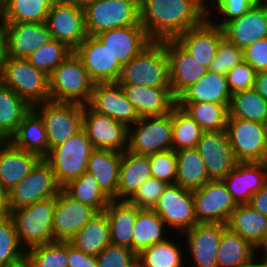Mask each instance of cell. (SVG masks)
I'll return each instance as SVG.
<instances>
[{
    "mask_svg": "<svg viewBox=\"0 0 267 267\" xmlns=\"http://www.w3.org/2000/svg\"><path fill=\"white\" fill-rule=\"evenodd\" d=\"M140 24L153 41L174 39L207 17V0H139Z\"/></svg>",
    "mask_w": 267,
    "mask_h": 267,
    "instance_id": "cell-1",
    "label": "cell"
},
{
    "mask_svg": "<svg viewBox=\"0 0 267 267\" xmlns=\"http://www.w3.org/2000/svg\"><path fill=\"white\" fill-rule=\"evenodd\" d=\"M120 85L170 88L165 40L152 41L129 63L122 66Z\"/></svg>",
    "mask_w": 267,
    "mask_h": 267,
    "instance_id": "cell-2",
    "label": "cell"
},
{
    "mask_svg": "<svg viewBox=\"0 0 267 267\" xmlns=\"http://www.w3.org/2000/svg\"><path fill=\"white\" fill-rule=\"evenodd\" d=\"M95 82L73 51L49 76L50 100L87 105Z\"/></svg>",
    "mask_w": 267,
    "mask_h": 267,
    "instance_id": "cell-3",
    "label": "cell"
},
{
    "mask_svg": "<svg viewBox=\"0 0 267 267\" xmlns=\"http://www.w3.org/2000/svg\"><path fill=\"white\" fill-rule=\"evenodd\" d=\"M56 197L10 211L21 246L28 249L53 242L52 223Z\"/></svg>",
    "mask_w": 267,
    "mask_h": 267,
    "instance_id": "cell-4",
    "label": "cell"
},
{
    "mask_svg": "<svg viewBox=\"0 0 267 267\" xmlns=\"http://www.w3.org/2000/svg\"><path fill=\"white\" fill-rule=\"evenodd\" d=\"M87 34L140 24L139 0H84Z\"/></svg>",
    "mask_w": 267,
    "mask_h": 267,
    "instance_id": "cell-5",
    "label": "cell"
},
{
    "mask_svg": "<svg viewBox=\"0 0 267 267\" xmlns=\"http://www.w3.org/2000/svg\"><path fill=\"white\" fill-rule=\"evenodd\" d=\"M0 81L31 107L50 101L49 76L27 59L8 57L0 70Z\"/></svg>",
    "mask_w": 267,
    "mask_h": 267,
    "instance_id": "cell-6",
    "label": "cell"
},
{
    "mask_svg": "<svg viewBox=\"0 0 267 267\" xmlns=\"http://www.w3.org/2000/svg\"><path fill=\"white\" fill-rule=\"evenodd\" d=\"M93 150L94 147L82 128L64 143L52 148L44 159L51 166L58 184L63 187L86 171Z\"/></svg>",
    "mask_w": 267,
    "mask_h": 267,
    "instance_id": "cell-7",
    "label": "cell"
},
{
    "mask_svg": "<svg viewBox=\"0 0 267 267\" xmlns=\"http://www.w3.org/2000/svg\"><path fill=\"white\" fill-rule=\"evenodd\" d=\"M42 117L49 151L64 143L83 128V105L46 101L33 107Z\"/></svg>",
    "mask_w": 267,
    "mask_h": 267,
    "instance_id": "cell-8",
    "label": "cell"
},
{
    "mask_svg": "<svg viewBox=\"0 0 267 267\" xmlns=\"http://www.w3.org/2000/svg\"><path fill=\"white\" fill-rule=\"evenodd\" d=\"M45 23L52 38L65 43L73 51L88 36L84 8L80 1L55 0Z\"/></svg>",
    "mask_w": 267,
    "mask_h": 267,
    "instance_id": "cell-9",
    "label": "cell"
},
{
    "mask_svg": "<svg viewBox=\"0 0 267 267\" xmlns=\"http://www.w3.org/2000/svg\"><path fill=\"white\" fill-rule=\"evenodd\" d=\"M62 187L49 163L42 158L32 171L7 192L9 211L56 197Z\"/></svg>",
    "mask_w": 267,
    "mask_h": 267,
    "instance_id": "cell-10",
    "label": "cell"
},
{
    "mask_svg": "<svg viewBox=\"0 0 267 267\" xmlns=\"http://www.w3.org/2000/svg\"><path fill=\"white\" fill-rule=\"evenodd\" d=\"M169 149H172V111L163 116L142 117L128 128V151L150 155Z\"/></svg>",
    "mask_w": 267,
    "mask_h": 267,
    "instance_id": "cell-11",
    "label": "cell"
},
{
    "mask_svg": "<svg viewBox=\"0 0 267 267\" xmlns=\"http://www.w3.org/2000/svg\"><path fill=\"white\" fill-rule=\"evenodd\" d=\"M225 131L238 162H267L266 124L228 118Z\"/></svg>",
    "mask_w": 267,
    "mask_h": 267,
    "instance_id": "cell-12",
    "label": "cell"
},
{
    "mask_svg": "<svg viewBox=\"0 0 267 267\" xmlns=\"http://www.w3.org/2000/svg\"><path fill=\"white\" fill-rule=\"evenodd\" d=\"M153 210L179 235L198 224L192 190L178 184H167Z\"/></svg>",
    "mask_w": 267,
    "mask_h": 267,
    "instance_id": "cell-13",
    "label": "cell"
},
{
    "mask_svg": "<svg viewBox=\"0 0 267 267\" xmlns=\"http://www.w3.org/2000/svg\"><path fill=\"white\" fill-rule=\"evenodd\" d=\"M192 196L198 223L227 224L238 205L222 180L208 181L192 190Z\"/></svg>",
    "mask_w": 267,
    "mask_h": 267,
    "instance_id": "cell-14",
    "label": "cell"
},
{
    "mask_svg": "<svg viewBox=\"0 0 267 267\" xmlns=\"http://www.w3.org/2000/svg\"><path fill=\"white\" fill-rule=\"evenodd\" d=\"M83 129L94 149L123 152L128 148V128L88 104L83 105Z\"/></svg>",
    "mask_w": 267,
    "mask_h": 267,
    "instance_id": "cell-15",
    "label": "cell"
},
{
    "mask_svg": "<svg viewBox=\"0 0 267 267\" xmlns=\"http://www.w3.org/2000/svg\"><path fill=\"white\" fill-rule=\"evenodd\" d=\"M98 213L93 207L70 197L63 189L56 196L53 241L71 240Z\"/></svg>",
    "mask_w": 267,
    "mask_h": 267,
    "instance_id": "cell-16",
    "label": "cell"
},
{
    "mask_svg": "<svg viewBox=\"0 0 267 267\" xmlns=\"http://www.w3.org/2000/svg\"><path fill=\"white\" fill-rule=\"evenodd\" d=\"M88 105L96 112L107 115L127 128L140 119L118 82L95 83Z\"/></svg>",
    "mask_w": 267,
    "mask_h": 267,
    "instance_id": "cell-17",
    "label": "cell"
},
{
    "mask_svg": "<svg viewBox=\"0 0 267 267\" xmlns=\"http://www.w3.org/2000/svg\"><path fill=\"white\" fill-rule=\"evenodd\" d=\"M196 149L211 180H222L238 163L225 130L203 132Z\"/></svg>",
    "mask_w": 267,
    "mask_h": 267,
    "instance_id": "cell-18",
    "label": "cell"
},
{
    "mask_svg": "<svg viewBox=\"0 0 267 267\" xmlns=\"http://www.w3.org/2000/svg\"><path fill=\"white\" fill-rule=\"evenodd\" d=\"M224 37L223 30L206 17L199 25L177 35L174 40L193 59L209 68L213 62L221 39Z\"/></svg>",
    "mask_w": 267,
    "mask_h": 267,
    "instance_id": "cell-19",
    "label": "cell"
},
{
    "mask_svg": "<svg viewBox=\"0 0 267 267\" xmlns=\"http://www.w3.org/2000/svg\"><path fill=\"white\" fill-rule=\"evenodd\" d=\"M74 52L95 83L118 81L122 65L95 36L88 35Z\"/></svg>",
    "mask_w": 267,
    "mask_h": 267,
    "instance_id": "cell-20",
    "label": "cell"
},
{
    "mask_svg": "<svg viewBox=\"0 0 267 267\" xmlns=\"http://www.w3.org/2000/svg\"><path fill=\"white\" fill-rule=\"evenodd\" d=\"M169 64L170 89L177 99L188 87L200 80L208 71L193 59L174 39H165Z\"/></svg>",
    "mask_w": 267,
    "mask_h": 267,
    "instance_id": "cell-21",
    "label": "cell"
},
{
    "mask_svg": "<svg viewBox=\"0 0 267 267\" xmlns=\"http://www.w3.org/2000/svg\"><path fill=\"white\" fill-rule=\"evenodd\" d=\"M226 224L198 223L180 234L187 239L188 254L195 264L193 267H218L217 252Z\"/></svg>",
    "mask_w": 267,
    "mask_h": 267,
    "instance_id": "cell-22",
    "label": "cell"
},
{
    "mask_svg": "<svg viewBox=\"0 0 267 267\" xmlns=\"http://www.w3.org/2000/svg\"><path fill=\"white\" fill-rule=\"evenodd\" d=\"M221 28L224 37L242 49L267 38V1H259L243 16L230 20Z\"/></svg>",
    "mask_w": 267,
    "mask_h": 267,
    "instance_id": "cell-23",
    "label": "cell"
},
{
    "mask_svg": "<svg viewBox=\"0 0 267 267\" xmlns=\"http://www.w3.org/2000/svg\"><path fill=\"white\" fill-rule=\"evenodd\" d=\"M123 66L129 63L153 40L142 25L115 28L95 36Z\"/></svg>",
    "mask_w": 267,
    "mask_h": 267,
    "instance_id": "cell-24",
    "label": "cell"
},
{
    "mask_svg": "<svg viewBox=\"0 0 267 267\" xmlns=\"http://www.w3.org/2000/svg\"><path fill=\"white\" fill-rule=\"evenodd\" d=\"M222 181L237 204H248L267 184V162H238Z\"/></svg>",
    "mask_w": 267,
    "mask_h": 267,
    "instance_id": "cell-25",
    "label": "cell"
},
{
    "mask_svg": "<svg viewBox=\"0 0 267 267\" xmlns=\"http://www.w3.org/2000/svg\"><path fill=\"white\" fill-rule=\"evenodd\" d=\"M42 158L17 148L10 140L0 141V187L7 193L25 178Z\"/></svg>",
    "mask_w": 267,
    "mask_h": 267,
    "instance_id": "cell-26",
    "label": "cell"
},
{
    "mask_svg": "<svg viewBox=\"0 0 267 267\" xmlns=\"http://www.w3.org/2000/svg\"><path fill=\"white\" fill-rule=\"evenodd\" d=\"M121 87L140 118L166 115L177 104V99L170 88L137 85H121Z\"/></svg>",
    "mask_w": 267,
    "mask_h": 267,
    "instance_id": "cell-27",
    "label": "cell"
},
{
    "mask_svg": "<svg viewBox=\"0 0 267 267\" xmlns=\"http://www.w3.org/2000/svg\"><path fill=\"white\" fill-rule=\"evenodd\" d=\"M8 57L26 59L53 38L46 23H7Z\"/></svg>",
    "mask_w": 267,
    "mask_h": 267,
    "instance_id": "cell-28",
    "label": "cell"
},
{
    "mask_svg": "<svg viewBox=\"0 0 267 267\" xmlns=\"http://www.w3.org/2000/svg\"><path fill=\"white\" fill-rule=\"evenodd\" d=\"M121 159L122 152L94 149L87 163L86 171L95 177L98 186L110 199L117 200Z\"/></svg>",
    "mask_w": 267,
    "mask_h": 267,
    "instance_id": "cell-29",
    "label": "cell"
},
{
    "mask_svg": "<svg viewBox=\"0 0 267 267\" xmlns=\"http://www.w3.org/2000/svg\"><path fill=\"white\" fill-rule=\"evenodd\" d=\"M140 210L128 200L111 199L104 210L109 223L111 244L132 250V232Z\"/></svg>",
    "mask_w": 267,
    "mask_h": 267,
    "instance_id": "cell-30",
    "label": "cell"
},
{
    "mask_svg": "<svg viewBox=\"0 0 267 267\" xmlns=\"http://www.w3.org/2000/svg\"><path fill=\"white\" fill-rule=\"evenodd\" d=\"M231 96L226 75L216 74L208 70L200 80L188 87L177 98V103L230 104Z\"/></svg>",
    "mask_w": 267,
    "mask_h": 267,
    "instance_id": "cell-31",
    "label": "cell"
},
{
    "mask_svg": "<svg viewBox=\"0 0 267 267\" xmlns=\"http://www.w3.org/2000/svg\"><path fill=\"white\" fill-rule=\"evenodd\" d=\"M151 177L149 155H138L127 149L123 151L119 169L117 200H128L139 186Z\"/></svg>",
    "mask_w": 267,
    "mask_h": 267,
    "instance_id": "cell-32",
    "label": "cell"
},
{
    "mask_svg": "<svg viewBox=\"0 0 267 267\" xmlns=\"http://www.w3.org/2000/svg\"><path fill=\"white\" fill-rule=\"evenodd\" d=\"M17 147L45 158L48 155V138L40 114L32 107L24 116L18 131L10 139Z\"/></svg>",
    "mask_w": 267,
    "mask_h": 267,
    "instance_id": "cell-33",
    "label": "cell"
},
{
    "mask_svg": "<svg viewBox=\"0 0 267 267\" xmlns=\"http://www.w3.org/2000/svg\"><path fill=\"white\" fill-rule=\"evenodd\" d=\"M226 225L256 248L260 246L267 234V217L249 204H238Z\"/></svg>",
    "mask_w": 267,
    "mask_h": 267,
    "instance_id": "cell-34",
    "label": "cell"
},
{
    "mask_svg": "<svg viewBox=\"0 0 267 267\" xmlns=\"http://www.w3.org/2000/svg\"><path fill=\"white\" fill-rule=\"evenodd\" d=\"M31 106L0 81V141L10 140L18 131Z\"/></svg>",
    "mask_w": 267,
    "mask_h": 267,
    "instance_id": "cell-35",
    "label": "cell"
},
{
    "mask_svg": "<svg viewBox=\"0 0 267 267\" xmlns=\"http://www.w3.org/2000/svg\"><path fill=\"white\" fill-rule=\"evenodd\" d=\"M69 242L85 254H100L111 243L106 213H96Z\"/></svg>",
    "mask_w": 267,
    "mask_h": 267,
    "instance_id": "cell-36",
    "label": "cell"
},
{
    "mask_svg": "<svg viewBox=\"0 0 267 267\" xmlns=\"http://www.w3.org/2000/svg\"><path fill=\"white\" fill-rule=\"evenodd\" d=\"M257 248L228 227L223 230L217 252L218 267H247L257 256Z\"/></svg>",
    "mask_w": 267,
    "mask_h": 267,
    "instance_id": "cell-37",
    "label": "cell"
},
{
    "mask_svg": "<svg viewBox=\"0 0 267 267\" xmlns=\"http://www.w3.org/2000/svg\"><path fill=\"white\" fill-rule=\"evenodd\" d=\"M167 228L164 221L154 210L141 209L137 213L132 232V250L139 254L143 249L166 240L168 236Z\"/></svg>",
    "mask_w": 267,
    "mask_h": 267,
    "instance_id": "cell-38",
    "label": "cell"
},
{
    "mask_svg": "<svg viewBox=\"0 0 267 267\" xmlns=\"http://www.w3.org/2000/svg\"><path fill=\"white\" fill-rule=\"evenodd\" d=\"M176 157L177 175L175 184L194 190L211 181L205 163L196 148L178 150L176 151Z\"/></svg>",
    "mask_w": 267,
    "mask_h": 267,
    "instance_id": "cell-39",
    "label": "cell"
},
{
    "mask_svg": "<svg viewBox=\"0 0 267 267\" xmlns=\"http://www.w3.org/2000/svg\"><path fill=\"white\" fill-rule=\"evenodd\" d=\"M55 0H7L0 7L6 23H45Z\"/></svg>",
    "mask_w": 267,
    "mask_h": 267,
    "instance_id": "cell-40",
    "label": "cell"
},
{
    "mask_svg": "<svg viewBox=\"0 0 267 267\" xmlns=\"http://www.w3.org/2000/svg\"><path fill=\"white\" fill-rule=\"evenodd\" d=\"M62 189L72 198L103 212L111 199L98 186L95 177L85 171L80 177L71 180Z\"/></svg>",
    "mask_w": 267,
    "mask_h": 267,
    "instance_id": "cell-41",
    "label": "cell"
},
{
    "mask_svg": "<svg viewBox=\"0 0 267 267\" xmlns=\"http://www.w3.org/2000/svg\"><path fill=\"white\" fill-rule=\"evenodd\" d=\"M228 118H240L267 124V101L254 89L232 94Z\"/></svg>",
    "mask_w": 267,
    "mask_h": 267,
    "instance_id": "cell-42",
    "label": "cell"
},
{
    "mask_svg": "<svg viewBox=\"0 0 267 267\" xmlns=\"http://www.w3.org/2000/svg\"><path fill=\"white\" fill-rule=\"evenodd\" d=\"M189 114L204 132L226 130L230 104L202 103H177Z\"/></svg>",
    "mask_w": 267,
    "mask_h": 267,
    "instance_id": "cell-43",
    "label": "cell"
},
{
    "mask_svg": "<svg viewBox=\"0 0 267 267\" xmlns=\"http://www.w3.org/2000/svg\"><path fill=\"white\" fill-rule=\"evenodd\" d=\"M169 237L159 243L143 249L137 258L143 267H184L183 248Z\"/></svg>",
    "mask_w": 267,
    "mask_h": 267,
    "instance_id": "cell-44",
    "label": "cell"
},
{
    "mask_svg": "<svg viewBox=\"0 0 267 267\" xmlns=\"http://www.w3.org/2000/svg\"><path fill=\"white\" fill-rule=\"evenodd\" d=\"M204 131L178 104L172 109V149L196 148Z\"/></svg>",
    "mask_w": 267,
    "mask_h": 267,
    "instance_id": "cell-45",
    "label": "cell"
},
{
    "mask_svg": "<svg viewBox=\"0 0 267 267\" xmlns=\"http://www.w3.org/2000/svg\"><path fill=\"white\" fill-rule=\"evenodd\" d=\"M73 52L65 43L52 39L48 44L31 53L26 59L38 70L50 76Z\"/></svg>",
    "mask_w": 267,
    "mask_h": 267,
    "instance_id": "cell-46",
    "label": "cell"
},
{
    "mask_svg": "<svg viewBox=\"0 0 267 267\" xmlns=\"http://www.w3.org/2000/svg\"><path fill=\"white\" fill-rule=\"evenodd\" d=\"M32 267H68L67 241H53L26 251Z\"/></svg>",
    "mask_w": 267,
    "mask_h": 267,
    "instance_id": "cell-47",
    "label": "cell"
},
{
    "mask_svg": "<svg viewBox=\"0 0 267 267\" xmlns=\"http://www.w3.org/2000/svg\"><path fill=\"white\" fill-rule=\"evenodd\" d=\"M24 257L26 250L19 242L12 218L0 219V267L16 263Z\"/></svg>",
    "mask_w": 267,
    "mask_h": 267,
    "instance_id": "cell-48",
    "label": "cell"
},
{
    "mask_svg": "<svg viewBox=\"0 0 267 267\" xmlns=\"http://www.w3.org/2000/svg\"><path fill=\"white\" fill-rule=\"evenodd\" d=\"M212 1L207 0V17L215 25L222 27L225 23L229 22L230 20L243 16L260 0H212ZM214 14H216V16L219 19L215 17Z\"/></svg>",
    "mask_w": 267,
    "mask_h": 267,
    "instance_id": "cell-49",
    "label": "cell"
},
{
    "mask_svg": "<svg viewBox=\"0 0 267 267\" xmlns=\"http://www.w3.org/2000/svg\"><path fill=\"white\" fill-rule=\"evenodd\" d=\"M243 61V49L223 37L208 70L216 74L226 75L229 70Z\"/></svg>",
    "mask_w": 267,
    "mask_h": 267,
    "instance_id": "cell-50",
    "label": "cell"
},
{
    "mask_svg": "<svg viewBox=\"0 0 267 267\" xmlns=\"http://www.w3.org/2000/svg\"><path fill=\"white\" fill-rule=\"evenodd\" d=\"M149 165L153 178L175 184L177 175L176 151L169 149L149 155Z\"/></svg>",
    "mask_w": 267,
    "mask_h": 267,
    "instance_id": "cell-51",
    "label": "cell"
},
{
    "mask_svg": "<svg viewBox=\"0 0 267 267\" xmlns=\"http://www.w3.org/2000/svg\"><path fill=\"white\" fill-rule=\"evenodd\" d=\"M166 186L165 182L151 177L139 186L128 201L139 209L153 210Z\"/></svg>",
    "mask_w": 267,
    "mask_h": 267,
    "instance_id": "cell-52",
    "label": "cell"
},
{
    "mask_svg": "<svg viewBox=\"0 0 267 267\" xmlns=\"http://www.w3.org/2000/svg\"><path fill=\"white\" fill-rule=\"evenodd\" d=\"M136 259L133 250L111 243L96 256L98 267H129Z\"/></svg>",
    "mask_w": 267,
    "mask_h": 267,
    "instance_id": "cell-53",
    "label": "cell"
},
{
    "mask_svg": "<svg viewBox=\"0 0 267 267\" xmlns=\"http://www.w3.org/2000/svg\"><path fill=\"white\" fill-rule=\"evenodd\" d=\"M256 74L254 69L244 61L229 70L226 78L231 94L253 89Z\"/></svg>",
    "mask_w": 267,
    "mask_h": 267,
    "instance_id": "cell-54",
    "label": "cell"
},
{
    "mask_svg": "<svg viewBox=\"0 0 267 267\" xmlns=\"http://www.w3.org/2000/svg\"><path fill=\"white\" fill-rule=\"evenodd\" d=\"M244 62L248 63L256 73L267 70V38L257 40L243 49Z\"/></svg>",
    "mask_w": 267,
    "mask_h": 267,
    "instance_id": "cell-55",
    "label": "cell"
},
{
    "mask_svg": "<svg viewBox=\"0 0 267 267\" xmlns=\"http://www.w3.org/2000/svg\"><path fill=\"white\" fill-rule=\"evenodd\" d=\"M68 267H98L95 256L85 254L67 241Z\"/></svg>",
    "mask_w": 267,
    "mask_h": 267,
    "instance_id": "cell-56",
    "label": "cell"
},
{
    "mask_svg": "<svg viewBox=\"0 0 267 267\" xmlns=\"http://www.w3.org/2000/svg\"><path fill=\"white\" fill-rule=\"evenodd\" d=\"M248 204L257 212L267 217V184L252 195Z\"/></svg>",
    "mask_w": 267,
    "mask_h": 267,
    "instance_id": "cell-57",
    "label": "cell"
},
{
    "mask_svg": "<svg viewBox=\"0 0 267 267\" xmlns=\"http://www.w3.org/2000/svg\"><path fill=\"white\" fill-rule=\"evenodd\" d=\"M8 24L0 17V70L8 58Z\"/></svg>",
    "mask_w": 267,
    "mask_h": 267,
    "instance_id": "cell-58",
    "label": "cell"
},
{
    "mask_svg": "<svg viewBox=\"0 0 267 267\" xmlns=\"http://www.w3.org/2000/svg\"><path fill=\"white\" fill-rule=\"evenodd\" d=\"M253 89L267 101V70L256 74Z\"/></svg>",
    "mask_w": 267,
    "mask_h": 267,
    "instance_id": "cell-59",
    "label": "cell"
},
{
    "mask_svg": "<svg viewBox=\"0 0 267 267\" xmlns=\"http://www.w3.org/2000/svg\"><path fill=\"white\" fill-rule=\"evenodd\" d=\"M9 209L7 206V193L0 187V219L9 216Z\"/></svg>",
    "mask_w": 267,
    "mask_h": 267,
    "instance_id": "cell-60",
    "label": "cell"
},
{
    "mask_svg": "<svg viewBox=\"0 0 267 267\" xmlns=\"http://www.w3.org/2000/svg\"><path fill=\"white\" fill-rule=\"evenodd\" d=\"M259 256L261 255L257 254V257L255 256L247 267H267V260L264 257L258 260Z\"/></svg>",
    "mask_w": 267,
    "mask_h": 267,
    "instance_id": "cell-61",
    "label": "cell"
},
{
    "mask_svg": "<svg viewBox=\"0 0 267 267\" xmlns=\"http://www.w3.org/2000/svg\"><path fill=\"white\" fill-rule=\"evenodd\" d=\"M3 267H32L30 261L28 260L27 257H24L23 259H21L20 261L7 265V266H3Z\"/></svg>",
    "mask_w": 267,
    "mask_h": 267,
    "instance_id": "cell-62",
    "label": "cell"
},
{
    "mask_svg": "<svg viewBox=\"0 0 267 267\" xmlns=\"http://www.w3.org/2000/svg\"><path fill=\"white\" fill-rule=\"evenodd\" d=\"M261 252H267V234L266 237L264 238L263 242L260 244V246L257 248V252L258 251Z\"/></svg>",
    "mask_w": 267,
    "mask_h": 267,
    "instance_id": "cell-63",
    "label": "cell"
},
{
    "mask_svg": "<svg viewBox=\"0 0 267 267\" xmlns=\"http://www.w3.org/2000/svg\"><path fill=\"white\" fill-rule=\"evenodd\" d=\"M129 267H143L141 261L137 258L134 262L130 264Z\"/></svg>",
    "mask_w": 267,
    "mask_h": 267,
    "instance_id": "cell-64",
    "label": "cell"
},
{
    "mask_svg": "<svg viewBox=\"0 0 267 267\" xmlns=\"http://www.w3.org/2000/svg\"><path fill=\"white\" fill-rule=\"evenodd\" d=\"M259 254H262L263 256H261V257H264V258L267 260V252H263V253H261V252L259 251Z\"/></svg>",
    "mask_w": 267,
    "mask_h": 267,
    "instance_id": "cell-65",
    "label": "cell"
},
{
    "mask_svg": "<svg viewBox=\"0 0 267 267\" xmlns=\"http://www.w3.org/2000/svg\"><path fill=\"white\" fill-rule=\"evenodd\" d=\"M7 0H0V7L6 2Z\"/></svg>",
    "mask_w": 267,
    "mask_h": 267,
    "instance_id": "cell-66",
    "label": "cell"
},
{
    "mask_svg": "<svg viewBox=\"0 0 267 267\" xmlns=\"http://www.w3.org/2000/svg\"><path fill=\"white\" fill-rule=\"evenodd\" d=\"M71 1H80V2H83L84 0H71Z\"/></svg>",
    "mask_w": 267,
    "mask_h": 267,
    "instance_id": "cell-67",
    "label": "cell"
}]
</instances>
